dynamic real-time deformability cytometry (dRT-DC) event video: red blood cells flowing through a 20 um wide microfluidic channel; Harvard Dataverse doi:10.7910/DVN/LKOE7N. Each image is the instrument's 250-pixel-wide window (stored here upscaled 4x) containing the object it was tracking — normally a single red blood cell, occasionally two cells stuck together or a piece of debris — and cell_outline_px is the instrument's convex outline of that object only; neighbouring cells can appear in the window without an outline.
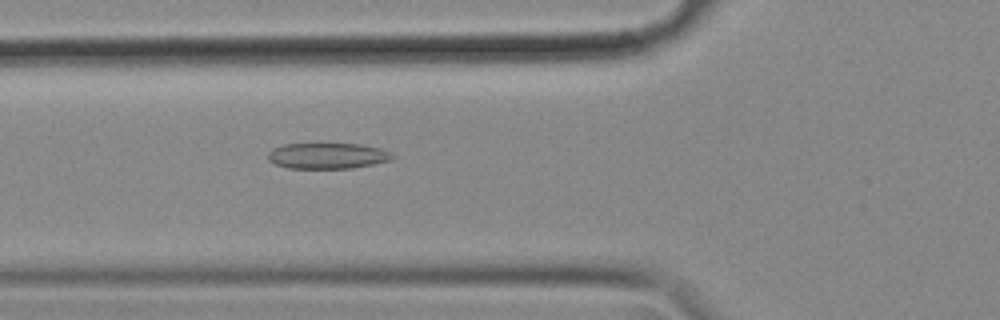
{"species": "common noctule bat (a hibernating species)", "species_latin": "Nyctalus noctula", "temperature_condition": "cold", "stored_images_in_passage": 56, "camera_frame_rate_fps": 3000, "um_per_image_px": 0.085, "animal": {"sex": "female", "body_mass_g": 18.4}, "frame": {"image": 1, "passage_image": 20, "time_ms": 6.333, "image_size_px": [1000, 320], "cell_outline_px": [[396, 156], [392, 160], [352, 168], [288, 168], [272, 164], [268, 160], [268, 152], [272, 148], [284, 144], [360, 144], [380, 148]], "centroid_in_image_um": [27.8, 13.25], "position_along_channel_um": 98.0, "area_um2": 18.79}}
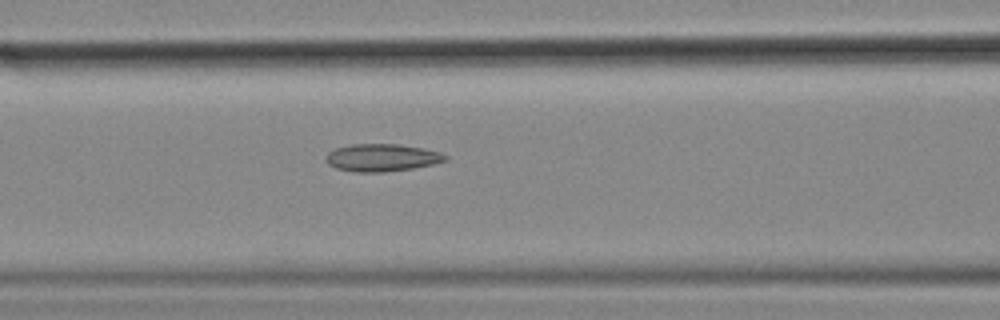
{"frame": {"image": 2, "passage_image": 23, "time_ms": 7.333, "image_size_px": [1000, 320], "cell_outline_px": [[448, 160], [432, 164], [412, 168], [384, 172], [356, 172], [336, 168], [328, 164], [324, 160], [328, 152], [336, 148], [352, 144], [396, 144], [424, 148], [440, 152], [448, 156]], "centroid_in_image_um": [32.45, 13.4], "position_along_channel_um": 134.1, "area_um2": 19.13}}
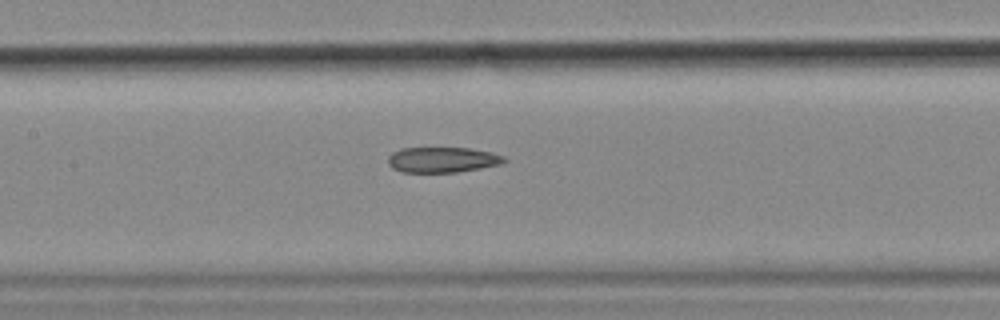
{"frame": {"image": 3, "passage_image": 26, "time_ms": 8.333, "image_size_px": [1000, 320], "cell_outline_px": [[508, 160], [500, 164], [480, 168], [456, 172], [404, 172], [392, 168], [388, 164], [388, 156], [392, 152], [400, 148], [468, 148], [492, 152], [504, 156]], "centroid_in_image_um": [37.59, 13.57], "position_along_channel_um": 169.8, "area_um2": 17.22}, "authors_computed_cell_mechanics": {"area_um2": 19.1607, "velocity_mm_per_s": 3.5747, "shape_relaxation_time_tau1_ms": null, "shape_relaxation_time_tau2_ms": 5.0824, "deformation_change_tau1": null, "deformation_change_tau2": 0.1312}}